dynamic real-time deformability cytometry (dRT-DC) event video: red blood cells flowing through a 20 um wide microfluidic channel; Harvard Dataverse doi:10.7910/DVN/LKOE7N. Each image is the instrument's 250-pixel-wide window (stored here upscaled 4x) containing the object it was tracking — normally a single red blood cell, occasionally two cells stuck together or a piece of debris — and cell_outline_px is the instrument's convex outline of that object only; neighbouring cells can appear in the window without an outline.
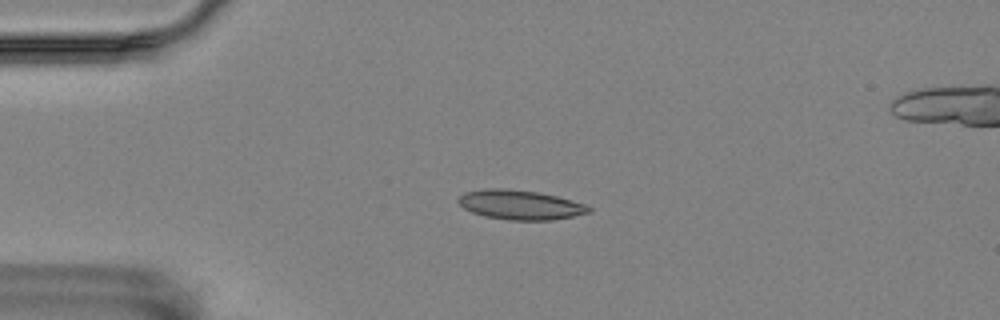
{"species": "Egyptian fruit bat (a non-hibernating species)", "species_latin": "Rousettus aegyptiacus", "temperature_condition": "room temperature", "stored_images_in_passage": 34, "camera_frame_rate_fps": 3000, "um_per_image_px": 0.085, "animal": {"sex": "female"}, "frame": {"image": 1, "passage_image": 8, "time_ms": 2.333, "image_size_px": [1000, 320], "cell_outline_px": [[592, 212], [552, 220], [508, 220], [484, 216], [472, 212], [464, 208], [456, 200], [464, 192], [484, 188], [508, 188], [540, 192], [556, 196], [584, 204], [592, 208]], "centroid_in_image_um": [44.19, 17.4], "position_along_channel_um": 40.8, "area_um2": 22.54}}
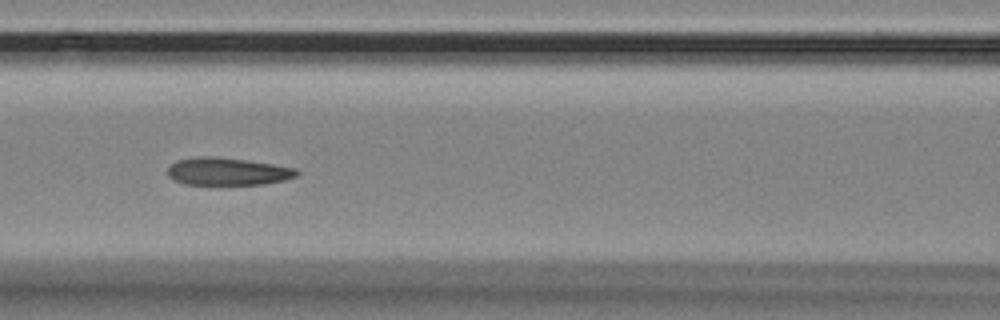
{"frame": {"image": 2, "passage_image": 19, "time_ms": 6.0, "image_size_px": [1000, 320], "cell_outline_px": [[300, 172], [296, 176], [284, 180], [264, 184], [184, 184], [172, 180], [168, 176], [168, 168], [176, 160], [200, 156], [212, 156], [244, 160], [272, 164], [296, 168]], "centroid_in_image_um": [19.32, 14.57], "position_along_channel_um": 147.3, "area_um2": 20.63}}